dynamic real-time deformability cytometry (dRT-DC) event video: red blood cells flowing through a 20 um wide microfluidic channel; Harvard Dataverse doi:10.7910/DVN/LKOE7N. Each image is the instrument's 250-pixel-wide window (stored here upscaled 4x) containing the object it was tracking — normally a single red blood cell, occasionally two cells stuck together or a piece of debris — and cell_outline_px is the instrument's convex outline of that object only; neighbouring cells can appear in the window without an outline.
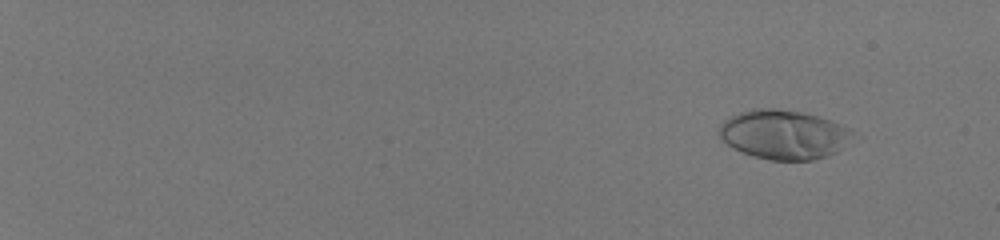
{"species": "human", "species_latin": "Homo sapiens", "temperature_condition": "room temperature", "stored_images_in_passage": 58, "camera_frame_rate_fps": 3000, "um_per_image_px": 0.085, "donor": {"sex": "male"}, "frame": {"image": 1, "passage_image": 8, "time_ms": 2.333, "image_size_px": [1000, 240], "cell_outline_px": [[864, 136], [836, 152], [812, 160], [772, 160], [752, 156], [732, 148], [716, 132], [720, 124], [724, 120], [740, 112], [752, 108], [772, 108], [800, 112], [816, 116], [852, 128]], "centroid_in_image_um": [66.72, 11.44], "position_along_channel_um": 18.3, "area_um2": 39.02}}
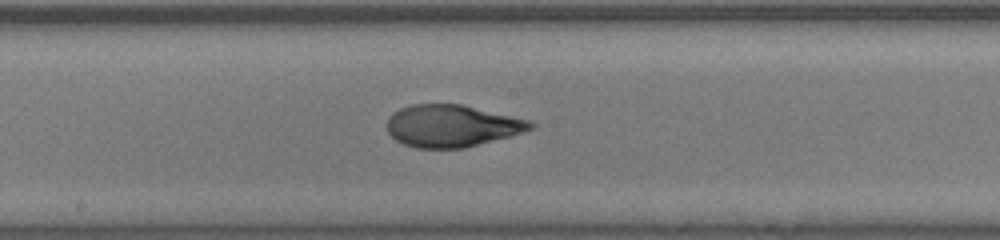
{"frame": {"image": 2, "passage_image": 38, "time_ms": 12.333, "image_size_px": [1000, 240], "cell_outline_px": [[536, 124], [532, 128], [508, 136], [464, 148], [416, 148], [404, 144], [396, 140], [388, 132], [388, 116], [392, 112], [400, 108], [412, 104], [460, 104], [528, 120]], "centroid_in_image_um": [38.34, 10.69], "position_along_channel_um": 209.9, "area_um2": 34.74}}
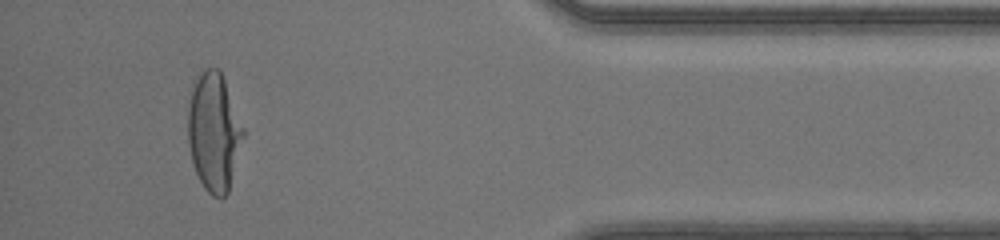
{"frame": {"image": 3, "passage_image": 55, "time_ms": 18.0, "image_size_px": [1000, 240], "cell_outline_px": [[244, 136], [228, 192], [224, 196], [212, 196], [204, 188], [196, 172], [192, 160], [188, 144], [188, 108], [192, 88], [196, 76], [204, 68], [216, 68], [220, 72], [224, 80], [244, 128]], "centroid_in_image_um": [18.17, 11.21], "position_along_channel_um": 417.0, "area_um2": 37.74}, "authors_computed_cell_mechanics": {"area_um2": 36.6452, "velocity_mm_per_s": 4.1598, "shape_relaxation_time_tau1_ms": 5.1095, "shape_relaxation_time_tau2_ms": 0.7393, "deformation_change_tau1": 0.268, "deformation_change_tau2": 0.0576}}